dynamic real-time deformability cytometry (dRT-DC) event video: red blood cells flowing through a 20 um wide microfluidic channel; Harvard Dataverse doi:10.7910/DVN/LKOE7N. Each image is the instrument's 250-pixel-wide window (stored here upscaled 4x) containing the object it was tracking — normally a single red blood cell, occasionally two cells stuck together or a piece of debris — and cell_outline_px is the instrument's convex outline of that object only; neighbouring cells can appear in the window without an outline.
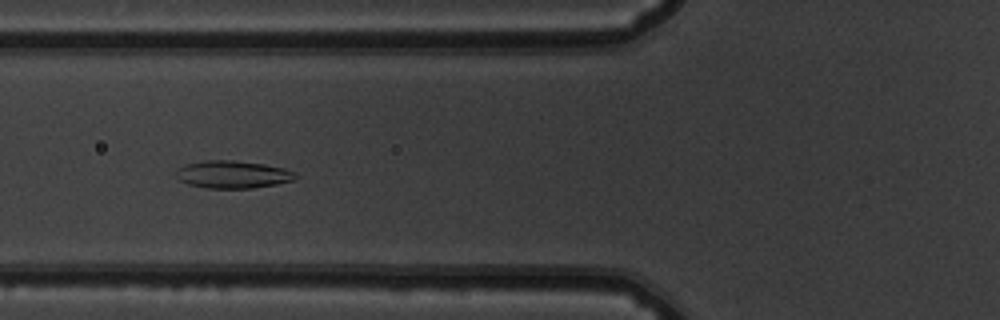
{"species": "common noctule bat (a hibernating species)", "species_latin": "Nyctalus noctula", "temperature_condition": "warm", "stored_images_in_passage": 39, "camera_frame_rate_fps": 3000, "um_per_image_px": 0.085, "animal": {"sex": "male", "body_mass_g": 19.5, "forearm_length_mm": 54.6}, "frame": {"image": 1, "passage_image": 6, "time_ms": 1.667, "image_size_px": [1000, 320], "cell_outline_px": [[300, 176], [296, 180], [276, 184], [252, 188], [208, 188], [188, 184], [180, 180], [176, 176], [176, 172], [184, 164], [204, 160], [236, 160], [264, 164], [284, 168], [296, 172]], "centroid_in_image_um": [19.84, 14.82], "position_along_channel_um": 106.0, "area_um2": 19.36}}
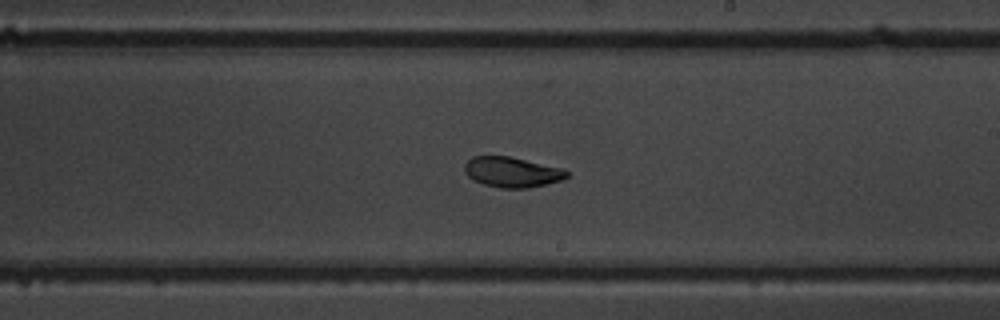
{"frame": {"image": 2, "passage_image": 17, "time_ms": 5.333, "image_size_px": [1000, 320], "cell_outline_px": [[568, 176], [560, 180], [528, 188], [500, 188], [484, 184], [472, 180], [464, 172], [464, 164], [472, 156], [508, 156], [564, 168], [568, 172]], "centroid_in_image_um": [43.49, 14.62], "position_along_channel_um": 245.5, "area_um2": 18.03}}
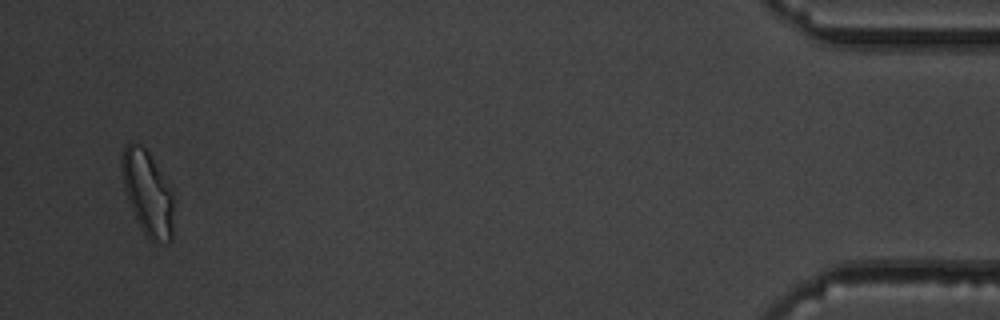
{"frame": {"image": 3, "passage_image": 37, "time_ms": 12.0, "image_size_px": [1000, 320], "cell_outline_px": [[172, 240], [152, 240], [144, 232], [136, 220], [124, 188], [120, 168], [120, 156], [124, 148], [128, 144], [140, 144], [148, 152], [172, 192]], "centroid_in_image_um": [12.5, 16.37], "position_along_channel_um": 422.7, "area_um2": 24.74}, "authors_computed_cell_mechanics": {"area_um2": 18.9006, "velocity_mm_per_s": 3.8109, "shape_relaxation_time_tau1_ms": 3.4766, "shape_relaxation_time_tau2_ms": 2.4716, "deformation_change_tau1": 0.1361, "deformation_change_tau2": 0.0745}}